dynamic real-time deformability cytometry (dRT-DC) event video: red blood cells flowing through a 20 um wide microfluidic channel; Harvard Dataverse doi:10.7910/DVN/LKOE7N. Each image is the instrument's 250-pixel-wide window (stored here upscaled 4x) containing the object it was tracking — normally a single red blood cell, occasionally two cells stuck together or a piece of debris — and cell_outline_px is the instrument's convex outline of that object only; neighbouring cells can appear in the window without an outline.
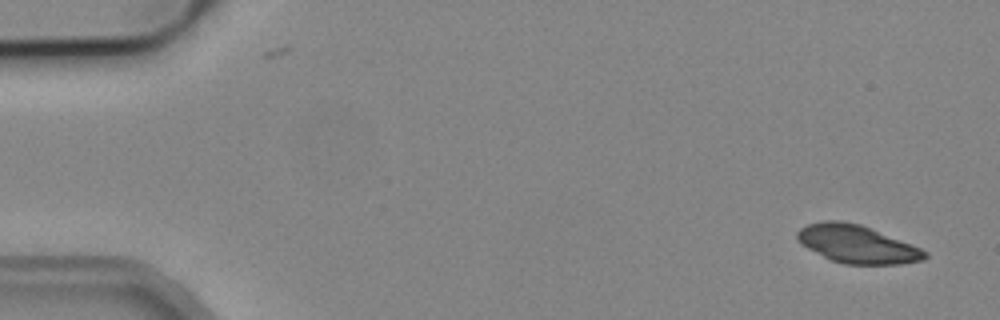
{"species": "common noctule bat (a hibernating species)", "species_latin": "Nyctalus noctula", "temperature_condition": "cold", "stored_images_in_passage": 9, "camera_frame_rate_fps": 3000, "um_per_image_px": 0.085, "animal": {"sex": "male", "body_mass_g": 19.2, "forearm_length_mm": 51.8}, "frame": {"image": 1, "passage_image": 1, "time_ms": 0.0, "image_size_px": [1000, 320], "cell_outline_px": [[928, 256], [924, 260], [900, 264], [844, 264], [832, 260], [800, 244], [796, 236], [796, 232], [800, 228], [808, 224], [824, 220], [840, 220], [860, 224], [920, 248], [928, 252]], "centroid_in_image_um": [72.83, 20.75], "position_along_channel_um": 12.2, "area_um2": 27.98}}
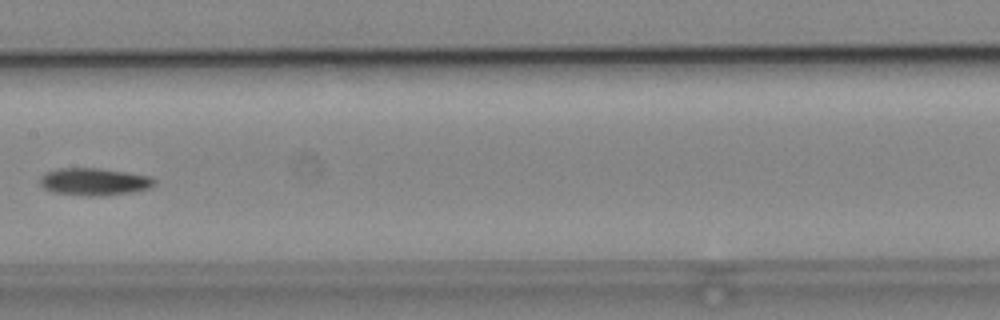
{"frame": {"image": 2, "passage_image": 8, "time_ms": 2.333, "image_size_px": [1000, 320], "cell_outline_px": [[156, 184], [148, 188], [132, 192], [100, 196], [88, 196], [52, 192], [44, 188], [40, 184], [40, 176], [48, 172], [60, 168], [100, 168], [152, 176], [156, 180]], "centroid_in_image_um": [8.03, 15.44], "position_along_channel_um": 199.4, "area_um2": 18.26}}
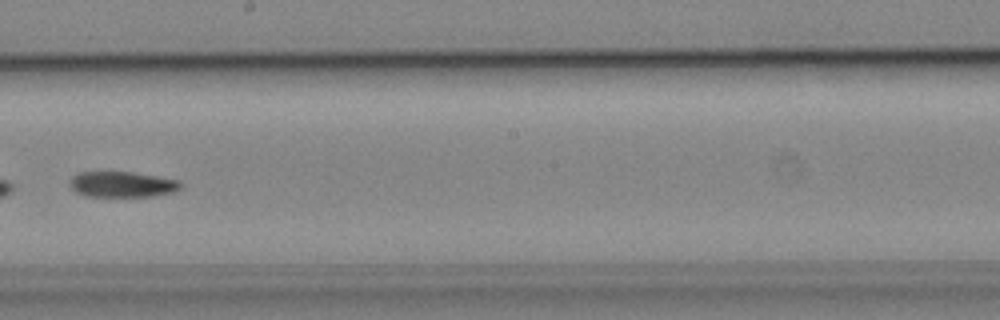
{"frame": {"image": 3, "passage_image": 9, "time_ms": 2.667, "image_size_px": [1000, 320], "cell_outline_px": [[184, 184], [180, 188], [172, 192], [156, 196], [84, 196], [76, 192], [68, 184], [72, 176], [76, 172], [132, 172], [180, 180]], "centroid_in_image_um": [10.38, 15.67], "position_along_channel_um": 237.8, "area_um2": 16.7}}